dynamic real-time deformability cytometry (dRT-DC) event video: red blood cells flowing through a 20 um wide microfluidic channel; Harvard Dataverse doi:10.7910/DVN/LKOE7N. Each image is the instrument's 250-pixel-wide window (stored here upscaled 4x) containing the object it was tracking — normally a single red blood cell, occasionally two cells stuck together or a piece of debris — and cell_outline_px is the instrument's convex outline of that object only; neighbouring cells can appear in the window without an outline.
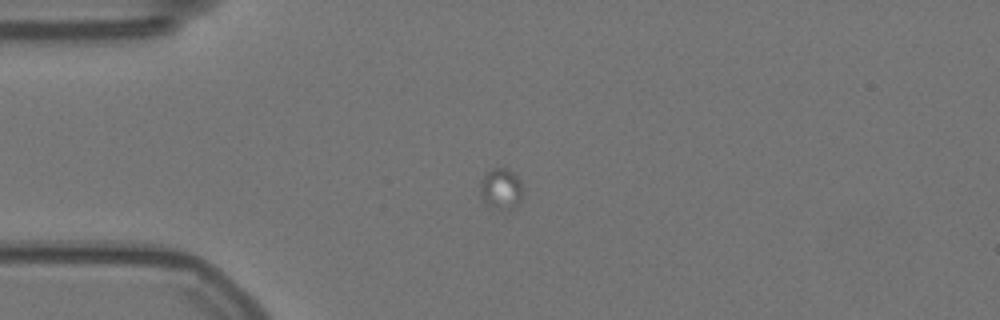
{"species": "Egyptian fruit bat (a non-hibernating species)", "species_latin": "Rousettus aegyptiacus", "temperature_condition": "warm", "stored_images_in_passage": 43, "camera_frame_rate_fps": 3000, "um_per_image_px": 0.085, "animal": {"sex": "female"}, "frame": {"image": 1, "passage_image": 19, "time_ms": 6.0, "image_size_px": [1000, 320], "cell_outline_px": [[524, 196], [520, 204], [516, 208], [496, 208], [488, 204], [484, 200], [480, 192], [480, 180], [484, 172], [492, 168], [504, 168], [512, 172], [520, 180], [524, 192]], "centroid_in_image_um": [42.62, 16.03], "position_along_channel_um": 42.4, "area_um2": 10.35}}